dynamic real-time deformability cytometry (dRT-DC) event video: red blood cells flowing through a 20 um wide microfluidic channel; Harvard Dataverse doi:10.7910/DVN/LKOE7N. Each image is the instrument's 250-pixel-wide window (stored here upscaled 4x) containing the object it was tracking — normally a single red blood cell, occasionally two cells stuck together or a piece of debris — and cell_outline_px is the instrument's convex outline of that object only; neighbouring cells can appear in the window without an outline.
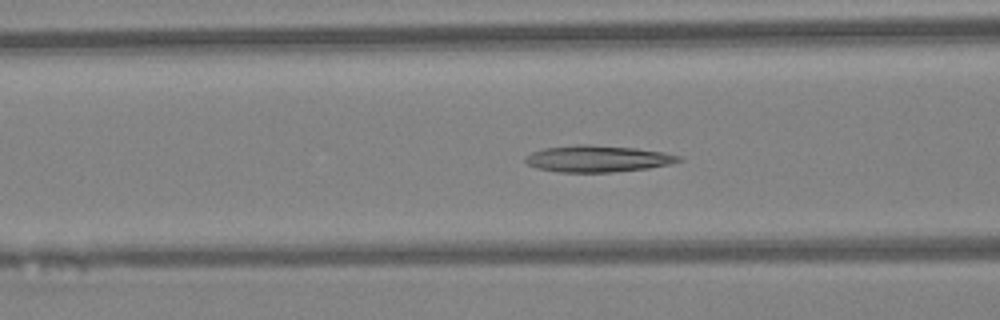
{"species": "Egyptian fruit bat (a non-hibernating species)", "species_latin": "Rousettus aegyptiacus", "temperature_condition": "warm", "stored_images_in_passage": 33, "camera_frame_rate_fps": 3000, "um_per_image_px": 0.085, "animal": {"sex": "female"}, "frame": {"image": 1, "passage_image": 10, "time_ms": 3.0, "image_size_px": [1000, 320], "cell_outline_px": [[684, 160], [672, 164], [648, 168], [612, 172], [556, 172], [536, 168], [528, 164], [524, 160], [524, 156], [532, 152], [544, 148], [576, 144], [588, 144], [636, 148], [664, 152], [680, 156]], "centroid_in_image_um": [50.8, 13.49], "position_along_channel_um": 115.8, "area_um2": 23.99}}
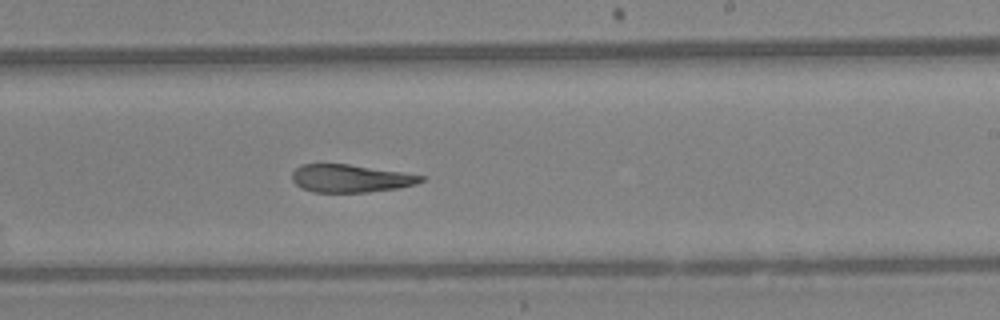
{"frame": {"image": 2, "passage_image": 20, "time_ms": 6.333, "image_size_px": [1000, 320], "cell_outline_px": [[428, 176], [424, 180], [416, 184], [400, 188], [368, 192], [316, 192], [300, 188], [292, 180], [292, 172], [300, 164], [348, 164]], "centroid_in_image_um": [29.81, 15.16], "position_along_channel_um": 259.2, "area_um2": 20.98}}
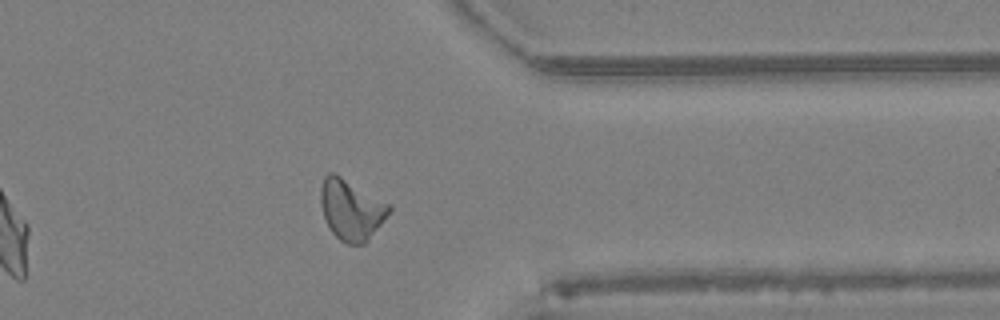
{"frame": {"image": 3, "passage_image": 29, "time_ms": 9.333, "image_size_px": [1000, 320], "cell_outline_px": [[392, 208], [368, 240], [364, 244], [348, 244], [340, 240], [332, 232], [324, 220], [320, 204], [320, 188], [324, 176], [328, 172], [332, 172], [340, 176], [392, 204]], "centroid_in_image_um": [29.83, 17.81], "position_along_channel_um": 381.6, "area_um2": 24.16}, "authors_computed_cell_mechanics": {"area_um2": 22.7732, "velocity_mm_per_s": 4.3232, "shape_relaxation_time_tau1_ms": null, "shape_relaxation_time_tau2_ms": 4.0491, "deformation_change_tau1": null, "deformation_change_tau2": 0.142}}